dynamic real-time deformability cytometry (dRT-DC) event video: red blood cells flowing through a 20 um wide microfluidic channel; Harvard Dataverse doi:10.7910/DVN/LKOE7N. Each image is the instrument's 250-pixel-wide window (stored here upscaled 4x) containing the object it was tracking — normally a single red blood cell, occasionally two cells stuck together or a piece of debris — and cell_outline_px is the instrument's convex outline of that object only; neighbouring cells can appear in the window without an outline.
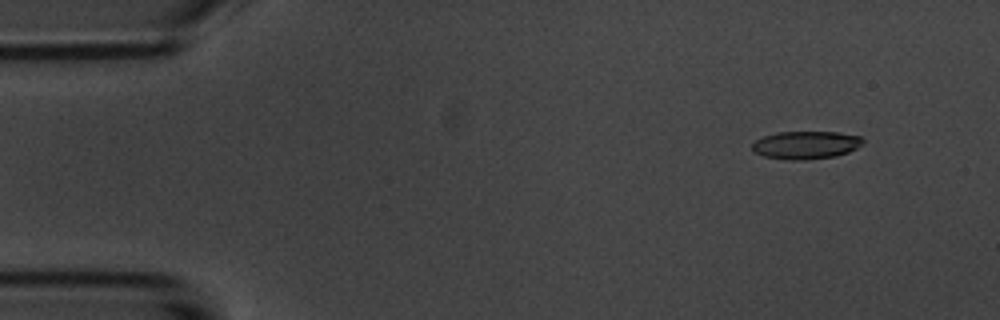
{"species": "common noctule bat (a hibernating species)", "species_latin": "Nyctalus noctula", "temperature_condition": "room temperature", "stored_images_in_passage": 5, "camera_frame_rate_fps": 3000, "um_per_image_px": 0.085, "animal": {"sex": "male", "body_mass_g": 20.1, "forearm_length_mm": 53.5}, "frame": {"image": 1, "passage_image": 2, "time_ms": 1.0, "image_size_px": [1000, 320], "cell_outline_px": [[864, 144], [848, 152], [836, 156], [804, 160], [792, 160], [764, 156], [752, 152], [752, 144], [756, 140], [764, 136], [776, 132], [836, 132], [860, 136], [864, 140]], "centroid_in_image_um": [68.5, 12.32], "position_along_channel_um": 16.5, "area_um2": 18.03}}
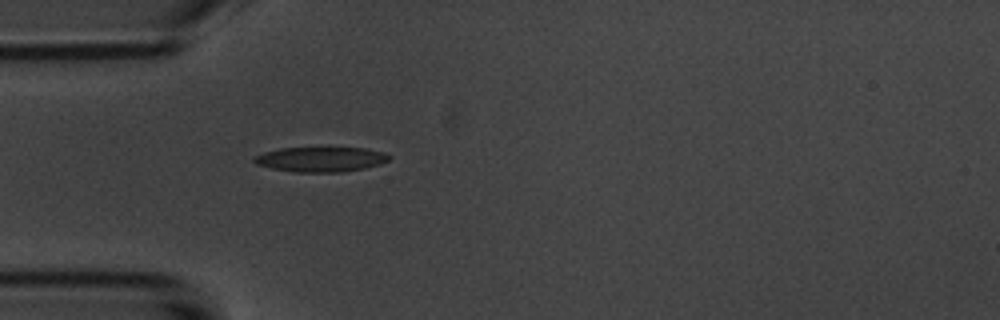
{"frame": {"image": 2, "passage_image": 5, "time_ms": 4.667, "image_size_px": [1000, 320], "cell_outline_px": [[392, 156], [388, 160], [380, 164], [364, 168], [344, 172], [296, 172], [272, 168], [256, 164], [252, 160], [256, 156], [264, 152], [280, 148], [364, 148], [384, 152]], "centroid_in_image_um": [27.29, 13.54], "position_along_channel_um": 57.7, "area_um2": 19.48}}